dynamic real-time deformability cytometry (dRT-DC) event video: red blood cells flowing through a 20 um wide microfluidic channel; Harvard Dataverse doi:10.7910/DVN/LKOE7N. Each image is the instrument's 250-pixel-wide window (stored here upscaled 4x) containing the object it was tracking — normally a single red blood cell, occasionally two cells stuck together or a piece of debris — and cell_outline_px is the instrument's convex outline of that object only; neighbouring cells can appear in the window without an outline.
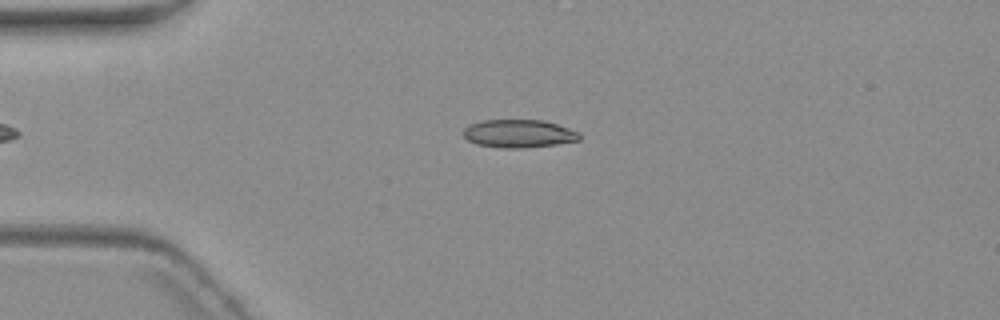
{"species": "common noctule bat (a hibernating species)", "species_latin": "Nyctalus noctula", "temperature_condition": "warm", "stored_images_in_passage": 5, "camera_frame_rate_fps": 3000, "um_per_image_px": 0.085, "animal": {"sex": "female", "body_mass_g": 19.3, "forearm_length_mm": 54.1}, "frame": {"image": 1, "passage_image": 4, "time_ms": 4.667, "image_size_px": [1000, 320], "cell_outline_px": [[580, 140], [556, 144], [520, 148], [500, 148], [476, 144], [468, 140], [464, 136], [464, 128], [468, 124], [480, 120], [544, 120], [580, 132]], "centroid_in_image_um": [44.07, 11.35], "position_along_channel_um": 40.9, "area_um2": 19.02}}